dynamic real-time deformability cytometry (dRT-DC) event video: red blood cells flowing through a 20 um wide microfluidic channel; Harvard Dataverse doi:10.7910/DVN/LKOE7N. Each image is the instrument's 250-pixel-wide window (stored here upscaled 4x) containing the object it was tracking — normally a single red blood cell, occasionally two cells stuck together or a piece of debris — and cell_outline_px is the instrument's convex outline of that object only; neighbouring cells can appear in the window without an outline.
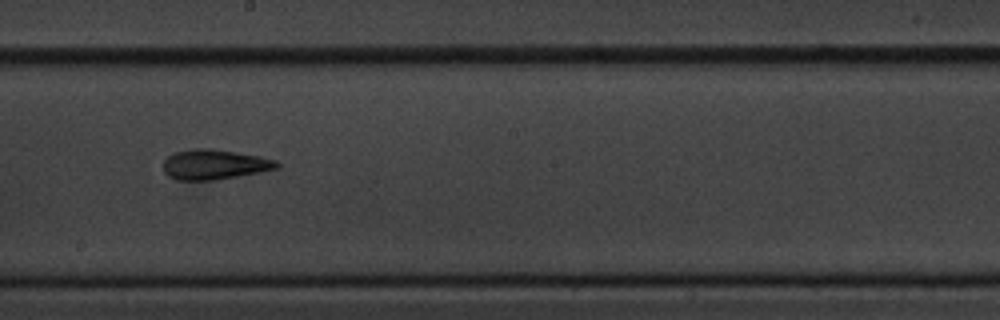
{"species": "common noctule bat (a hibernating species)", "species_latin": "Nyctalus noctula", "temperature_condition": "cold", "stored_images_in_passage": 12, "camera_frame_rate_fps": 3000, "um_per_image_px": 0.085, "animal": {"sex": "male", "body_mass_g": 20.1, "forearm_length_mm": 53.5}, "frame": {"image": 1, "passage_image": 9, "time_ms": 10.333, "image_size_px": [1000, 320], "cell_outline_px": [[280, 168], [260, 172], [216, 180], [176, 180], [168, 176], [164, 172], [164, 160], [172, 152], [196, 148], [212, 148], [260, 156], [276, 160], [280, 164]], "centroid_in_image_um": [18.23, 13.98], "position_along_channel_um": 230.0, "area_um2": 20.06}}
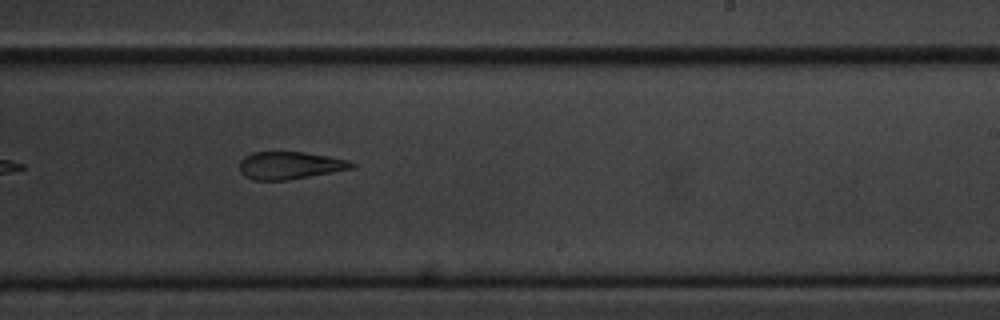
{"frame": {"image": 2, "passage_image": 10, "time_ms": 11.333, "image_size_px": [1000, 320], "cell_outline_px": [[356, 164], [352, 168], [288, 180], [252, 180], [244, 176], [240, 172], [240, 160], [244, 156], [252, 152], [304, 152], [328, 156], [348, 160]], "centroid_in_image_um": [24.59, 14.06], "position_along_channel_um": 264.4, "area_um2": 17.92}}
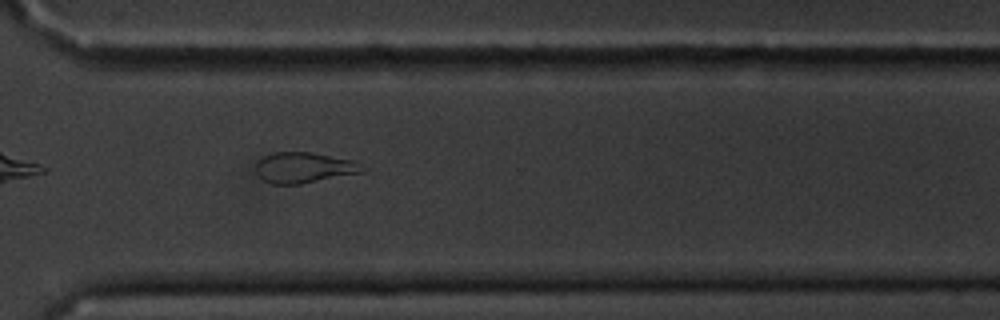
{"frame": {"image": 3, "passage_image": 12, "time_ms": 13.667, "image_size_px": [1000, 320], "cell_outline_px": [[364, 172], [300, 184], [272, 184], [264, 180], [256, 172], [256, 164], [264, 156], [272, 152], [312, 152], [356, 160], [364, 168]], "centroid_in_image_um": [25.87, 14.24], "position_along_channel_um": 344.7, "area_um2": 19.07}}